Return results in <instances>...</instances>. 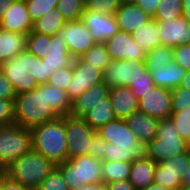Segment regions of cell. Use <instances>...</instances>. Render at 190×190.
Returning <instances> with one entry per match:
<instances>
[{
	"label": "cell",
	"instance_id": "1",
	"mask_svg": "<svg viewBox=\"0 0 190 190\" xmlns=\"http://www.w3.org/2000/svg\"><path fill=\"white\" fill-rule=\"evenodd\" d=\"M96 131L104 140V161L132 162L146 156V145L136 138L125 119L116 118Z\"/></svg>",
	"mask_w": 190,
	"mask_h": 190
},
{
	"label": "cell",
	"instance_id": "2",
	"mask_svg": "<svg viewBox=\"0 0 190 190\" xmlns=\"http://www.w3.org/2000/svg\"><path fill=\"white\" fill-rule=\"evenodd\" d=\"M32 148L55 165L68 160L66 116L31 128Z\"/></svg>",
	"mask_w": 190,
	"mask_h": 190
},
{
	"label": "cell",
	"instance_id": "3",
	"mask_svg": "<svg viewBox=\"0 0 190 190\" xmlns=\"http://www.w3.org/2000/svg\"><path fill=\"white\" fill-rule=\"evenodd\" d=\"M14 108L15 124L30 129L58 117L47 105L46 83L38 85L34 90L17 94Z\"/></svg>",
	"mask_w": 190,
	"mask_h": 190
},
{
	"label": "cell",
	"instance_id": "4",
	"mask_svg": "<svg viewBox=\"0 0 190 190\" xmlns=\"http://www.w3.org/2000/svg\"><path fill=\"white\" fill-rule=\"evenodd\" d=\"M54 168H56V165L52 161L31 148L7 167L3 173L12 181L32 190H37L40 183Z\"/></svg>",
	"mask_w": 190,
	"mask_h": 190
},
{
	"label": "cell",
	"instance_id": "5",
	"mask_svg": "<svg viewBox=\"0 0 190 190\" xmlns=\"http://www.w3.org/2000/svg\"><path fill=\"white\" fill-rule=\"evenodd\" d=\"M187 152V141L179 136L171 118L160 119L156 137L146 145V156L155 163Z\"/></svg>",
	"mask_w": 190,
	"mask_h": 190
},
{
	"label": "cell",
	"instance_id": "6",
	"mask_svg": "<svg viewBox=\"0 0 190 190\" xmlns=\"http://www.w3.org/2000/svg\"><path fill=\"white\" fill-rule=\"evenodd\" d=\"M102 162L90 155H84L70 158L56 167L63 175L69 190H74L87 184L103 183Z\"/></svg>",
	"mask_w": 190,
	"mask_h": 190
},
{
	"label": "cell",
	"instance_id": "7",
	"mask_svg": "<svg viewBox=\"0 0 190 190\" xmlns=\"http://www.w3.org/2000/svg\"><path fill=\"white\" fill-rule=\"evenodd\" d=\"M32 148L31 129L20 125L0 126V171Z\"/></svg>",
	"mask_w": 190,
	"mask_h": 190
},
{
	"label": "cell",
	"instance_id": "8",
	"mask_svg": "<svg viewBox=\"0 0 190 190\" xmlns=\"http://www.w3.org/2000/svg\"><path fill=\"white\" fill-rule=\"evenodd\" d=\"M147 71L145 61L111 60L102 73L103 82L110 89L119 86L129 87L139 78H147Z\"/></svg>",
	"mask_w": 190,
	"mask_h": 190
},
{
	"label": "cell",
	"instance_id": "9",
	"mask_svg": "<svg viewBox=\"0 0 190 190\" xmlns=\"http://www.w3.org/2000/svg\"><path fill=\"white\" fill-rule=\"evenodd\" d=\"M97 133L82 117L66 116L68 159L90 155L92 137Z\"/></svg>",
	"mask_w": 190,
	"mask_h": 190
},
{
	"label": "cell",
	"instance_id": "10",
	"mask_svg": "<svg viewBox=\"0 0 190 190\" xmlns=\"http://www.w3.org/2000/svg\"><path fill=\"white\" fill-rule=\"evenodd\" d=\"M32 53L24 50L16 57L4 61L1 70L5 77L12 83L16 94L34 90L38 87V83L27 72L31 70Z\"/></svg>",
	"mask_w": 190,
	"mask_h": 190
},
{
	"label": "cell",
	"instance_id": "11",
	"mask_svg": "<svg viewBox=\"0 0 190 190\" xmlns=\"http://www.w3.org/2000/svg\"><path fill=\"white\" fill-rule=\"evenodd\" d=\"M190 164L188 152L173 155L169 159L156 163L154 183L170 190H178L183 185L184 172Z\"/></svg>",
	"mask_w": 190,
	"mask_h": 190
},
{
	"label": "cell",
	"instance_id": "12",
	"mask_svg": "<svg viewBox=\"0 0 190 190\" xmlns=\"http://www.w3.org/2000/svg\"><path fill=\"white\" fill-rule=\"evenodd\" d=\"M56 35L59 36L63 42H66L68 50L74 59L81 57L97 43L81 19L66 21L57 31Z\"/></svg>",
	"mask_w": 190,
	"mask_h": 190
},
{
	"label": "cell",
	"instance_id": "13",
	"mask_svg": "<svg viewBox=\"0 0 190 190\" xmlns=\"http://www.w3.org/2000/svg\"><path fill=\"white\" fill-rule=\"evenodd\" d=\"M102 71L84 62L80 57L73 60V76L67 87L71 102L95 84L103 81Z\"/></svg>",
	"mask_w": 190,
	"mask_h": 190
},
{
	"label": "cell",
	"instance_id": "14",
	"mask_svg": "<svg viewBox=\"0 0 190 190\" xmlns=\"http://www.w3.org/2000/svg\"><path fill=\"white\" fill-rule=\"evenodd\" d=\"M104 44L107 47L111 60L145 61L146 51L133 39L130 33L118 30Z\"/></svg>",
	"mask_w": 190,
	"mask_h": 190
},
{
	"label": "cell",
	"instance_id": "15",
	"mask_svg": "<svg viewBox=\"0 0 190 190\" xmlns=\"http://www.w3.org/2000/svg\"><path fill=\"white\" fill-rule=\"evenodd\" d=\"M138 110L160 119L170 118L172 112L171 90L155 86L138 100Z\"/></svg>",
	"mask_w": 190,
	"mask_h": 190
},
{
	"label": "cell",
	"instance_id": "16",
	"mask_svg": "<svg viewBox=\"0 0 190 190\" xmlns=\"http://www.w3.org/2000/svg\"><path fill=\"white\" fill-rule=\"evenodd\" d=\"M4 31L28 35L33 28V20L28 12L25 0H14L0 20Z\"/></svg>",
	"mask_w": 190,
	"mask_h": 190
},
{
	"label": "cell",
	"instance_id": "17",
	"mask_svg": "<svg viewBox=\"0 0 190 190\" xmlns=\"http://www.w3.org/2000/svg\"><path fill=\"white\" fill-rule=\"evenodd\" d=\"M81 21L90 30V34L97 43H104L118 32L114 15L85 9L81 15Z\"/></svg>",
	"mask_w": 190,
	"mask_h": 190
},
{
	"label": "cell",
	"instance_id": "18",
	"mask_svg": "<svg viewBox=\"0 0 190 190\" xmlns=\"http://www.w3.org/2000/svg\"><path fill=\"white\" fill-rule=\"evenodd\" d=\"M161 45L177 47L190 44V23L184 16L171 21H158Z\"/></svg>",
	"mask_w": 190,
	"mask_h": 190
},
{
	"label": "cell",
	"instance_id": "19",
	"mask_svg": "<svg viewBox=\"0 0 190 190\" xmlns=\"http://www.w3.org/2000/svg\"><path fill=\"white\" fill-rule=\"evenodd\" d=\"M114 18L118 25V30L132 34L134 30L147 23L151 16L145 13L137 4L124 3L114 13Z\"/></svg>",
	"mask_w": 190,
	"mask_h": 190
},
{
	"label": "cell",
	"instance_id": "20",
	"mask_svg": "<svg viewBox=\"0 0 190 190\" xmlns=\"http://www.w3.org/2000/svg\"><path fill=\"white\" fill-rule=\"evenodd\" d=\"M109 91V86L103 81L95 84L72 101L70 115L74 117H83L95 107L98 102L108 97Z\"/></svg>",
	"mask_w": 190,
	"mask_h": 190
},
{
	"label": "cell",
	"instance_id": "21",
	"mask_svg": "<svg viewBox=\"0 0 190 190\" xmlns=\"http://www.w3.org/2000/svg\"><path fill=\"white\" fill-rule=\"evenodd\" d=\"M129 128L135 133L136 138L147 145L156 137L159 119L141 111L132 113L125 119Z\"/></svg>",
	"mask_w": 190,
	"mask_h": 190
},
{
	"label": "cell",
	"instance_id": "22",
	"mask_svg": "<svg viewBox=\"0 0 190 190\" xmlns=\"http://www.w3.org/2000/svg\"><path fill=\"white\" fill-rule=\"evenodd\" d=\"M109 97L116 118L126 119L132 113L138 111V98L135 97L129 87L119 86L111 88Z\"/></svg>",
	"mask_w": 190,
	"mask_h": 190
},
{
	"label": "cell",
	"instance_id": "23",
	"mask_svg": "<svg viewBox=\"0 0 190 190\" xmlns=\"http://www.w3.org/2000/svg\"><path fill=\"white\" fill-rule=\"evenodd\" d=\"M185 72L186 70L175 61L166 66L153 67L149 70L152 81L157 87L166 88L171 91L180 86Z\"/></svg>",
	"mask_w": 190,
	"mask_h": 190
},
{
	"label": "cell",
	"instance_id": "24",
	"mask_svg": "<svg viewBox=\"0 0 190 190\" xmlns=\"http://www.w3.org/2000/svg\"><path fill=\"white\" fill-rule=\"evenodd\" d=\"M49 51V54L42 58L49 68V73L73 63L74 58L71 56L66 42H63L59 36H50Z\"/></svg>",
	"mask_w": 190,
	"mask_h": 190
},
{
	"label": "cell",
	"instance_id": "25",
	"mask_svg": "<svg viewBox=\"0 0 190 190\" xmlns=\"http://www.w3.org/2000/svg\"><path fill=\"white\" fill-rule=\"evenodd\" d=\"M156 163L147 156L131 162L130 178L136 190L146 188L154 183Z\"/></svg>",
	"mask_w": 190,
	"mask_h": 190
},
{
	"label": "cell",
	"instance_id": "26",
	"mask_svg": "<svg viewBox=\"0 0 190 190\" xmlns=\"http://www.w3.org/2000/svg\"><path fill=\"white\" fill-rule=\"evenodd\" d=\"M27 35L0 30V63L26 50Z\"/></svg>",
	"mask_w": 190,
	"mask_h": 190
},
{
	"label": "cell",
	"instance_id": "27",
	"mask_svg": "<svg viewBox=\"0 0 190 190\" xmlns=\"http://www.w3.org/2000/svg\"><path fill=\"white\" fill-rule=\"evenodd\" d=\"M131 35L133 36V39L146 51V53L161 45L158 21L154 18L141 25L140 28L134 30Z\"/></svg>",
	"mask_w": 190,
	"mask_h": 190
},
{
	"label": "cell",
	"instance_id": "28",
	"mask_svg": "<svg viewBox=\"0 0 190 190\" xmlns=\"http://www.w3.org/2000/svg\"><path fill=\"white\" fill-rule=\"evenodd\" d=\"M93 129L98 130L109 121L115 120L116 116L112 107L110 97L98 102L87 114L82 117Z\"/></svg>",
	"mask_w": 190,
	"mask_h": 190
},
{
	"label": "cell",
	"instance_id": "29",
	"mask_svg": "<svg viewBox=\"0 0 190 190\" xmlns=\"http://www.w3.org/2000/svg\"><path fill=\"white\" fill-rule=\"evenodd\" d=\"M46 98L47 105L58 117L70 115L72 102L68 98L66 91L46 83Z\"/></svg>",
	"mask_w": 190,
	"mask_h": 190
},
{
	"label": "cell",
	"instance_id": "30",
	"mask_svg": "<svg viewBox=\"0 0 190 190\" xmlns=\"http://www.w3.org/2000/svg\"><path fill=\"white\" fill-rule=\"evenodd\" d=\"M66 23L58 8L48 11L44 16L33 21L32 31L44 35H56L57 31Z\"/></svg>",
	"mask_w": 190,
	"mask_h": 190
},
{
	"label": "cell",
	"instance_id": "31",
	"mask_svg": "<svg viewBox=\"0 0 190 190\" xmlns=\"http://www.w3.org/2000/svg\"><path fill=\"white\" fill-rule=\"evenodd\" d=\"M131 162L104 161L102 162V181L104 184L114 183L130 178Z\"/></svg>",
	"mask_w": 190,
	"mask_h": 190
},
{
	"label": "cell",
	"instance_id": "32",
	"mask_svg": "<svg viewBox=\"0 0 190 190\" xmlns=\"http://www.w3.org/2000/svg\"><path fill=\"white\" fill-rule=\"evenodd\" d=\"M84 62L90 63L93 67L102 72L111 62L107 47L104 43H95L86 53L80 57Z\"/></svg>",
	"mask_w": 190,
	"mask_h": 190
},
{
	"label": "cell",
	"instance_id": "33",
	"mask_svg": "<svg viewBox=\"0 0 190 190\" xmlns=\"http://www.w3.org/2000/svg\"><path fill=\"white\" fill-rule=\"evenodd\" d=\"M173 60V48L165 45H160L150 52L145 57L146 69L149 71L153 67L166 66Z\"/></svg>",
	"mask_w": 190,
	"mask_h": 190
},
{
	"label": "cell",
	"instance_id": "34",
	"mask_svg": "<svg viewBox=\"0 0 190 190\" xmlns=\"http://www.w3.org/2000/svg\"><path fill=\"white\" fill-rule=\"evenodd\" d=\"M183 15L182 0H161L154 15L156 21H171Z\"/></svg>",
	"mask_w": 190,
	"mask_h": 190
},
{
	"label": "cell",
	"instance_id": "35",
	"mask_svg": "<svg viewBox=\"0 0 190 190\" xmlns=\"http://www.w3.org/2000/svg\"><path fill=\"white\" fill-rule=\"evenodd\" d=\"M50 36L31 31L27 35L26 50L36 57L43 58L49 54Z\"/></svg>",
	"mask_w": 190,
	"mask_h": 190
},
{
	"label": "cell",
	"instance_id": "36",
	"mask_svg": "<svg viewBox=\"0 0 190 190\" xmlns=\"http://www.w3.org/2000/svg\"><path fill=\"white\" fill-rule=\"evenodd\" d=\"M57 8L66 21L80 20L85 11V0H59Z\"/></svg>",
	"mask_w": 190,
	"mask_h": 190
},
{
	"label": "cell",
	"instance_id": "37",
	"mask_svg": "<svg viewBox=\"0 0 190 190\" xmlns=\"http://www.w3.org/2000/svg\"><path fill=\"white\" fill-rule=\"evenodd\" d=\"M170 118L173 121L179 136L188 141L190 139V107L185 108L182 111H172Z\"/></svg>",
	"mask_w": 190,
	"mask_h": 190
},
{
	"label": "cell",
	"instance_id": "38",
	"mask_svg": "<svg viewBox=\"0 0 190 190\" xmlns=\"http://www.w3.org/2000/svg\"><path fill=\"white\" fill-rule=\"evenodd\" d=\"M59 0H25L28 12L33 21L44 16L48 11L57 7Z\"/></svg>",
	"mask_w": 190,
	"mask_h": 190
},
{
	"label": "cell",
	"instance_id": "39",
	"mask_svg": "<svg viewBox=\"0 0 190 190\" xmlns=\"http://www.w3.org/2000/svg\"><path fill=\"white\" fill-rule=\"evenodd\" d=\"M73 76V63L69 66L55 70L49 77L48 84L66 91Z\"/></svg>",
	"mask_w": 190,
	"mask_h": 190
},
{
	"label": "cell",
	"instance_id": "40",
	"mask_svg": "<svg viewBox=\"0 0 190 190\" xmlns=\"http://www.w3.org/2000/svg\"><path fill=\"white\" fill-rule=\"evenodd\" d=\"M31 75L35 81L40 84L47 83L52 73H49V68L42 58L36 57L32 54V66L31 70L27 72Z\"/></svg>",
	"mask_w": 190,
	"mask_h": 190
},
{
	"label": "cell",
	"instance_id": "41",
	"mask_svg": "<svg viewBox=\"0 0 190 190\" xmlns=\"http://www.w3.org/2000/svg\"><path fill=\"white\" fill-rule=\"evenodd\" d=\"M37 190H69L63 175L56 167L52 172L40 183Z\"/></svg>",
	"mask_w": 190,
	"mask_h": 190
},
{
	"label": "cell",
	"instance_id": "42",
	"mask_svg": "<svg viewBox=\"0 0 190 190\" xmlns=\"http://www.w3.org/2000/svg\"><path fill=\"white\" fill-rule=\"evenodd\" d=\"M119 7L118 0H85V9L102 14L114 15Z\"/></svg>",
	"mask_w": 190,
	"mask_h": 190
},
{
	"label": "cell",
	"instance_id": "43",
	"mask_svg": "<svg viewBox=\"0 0 190 190\" xmlns=\"http://www.w3.org/2000/svg\"><path fill=\"white\" fill-rule=\"evenodd\" d=\"M172 111H182L190 107V89L178 86L171 91Z\"/></svg>",
	"mask_w": 190,
	"mask_h": 190
},
{
	"label": "cell",
	"instance_id": "44",
	"mask_svg": "<svg viewBox=\"0 0 190 190\" xmlns=\"http://www.w3.org/2000/svg\"><path fill=\"white\" fill-rule=\"evenodd\" d=\"M15 125L14 99H0V126Z\"/></svg>",
	"mask_w": 190,
	"mask_h": 190
},
{
	"label": "cell",
	"instance_id": "45",
	"mask_svg": "<svg viewBox=\"0 0 190 190\" xmlns=\"http://www.w3.org/2000/svg\"><path fill=\"white\" fill-rule=\"evenodd\" d=\"M156 85L152 81L151 74L147 71V78H139L137 81L133 82L129 88L133 91L138 100L141 98V94H145L152 90Z\"/></svg>",
	"mask_w": 190,
	"mask_h": 190
},
{
	"label": "cell",
	"instance_id": "46",
	"mask_svg": "<svg viewBox=\"0 0 190 190\" xmlns=\"http://www.w3.org/2000/svg\"><path fill=\"white\" fill-rule=\"evenodd\" d=\"M173 60L186 71H190V44L174 47Z\"/></svg>",
	"mask_w": 190,
	"mask_h": 190
},
{
	"label": "cell",
	"instance_id": "47",
	"mask_svg": "<svg viewBox=\"0 0 190 190\" xmlns=\"http://www.w3.org/2000/svg\"><path fill=\"white\" fill-rule=\"evenodd\" d=\"M16 92L12 83L5 77V74L0 70V99H15Z\"/></svg>",
	"mask_w": 190,
	"mask_h": 190
},
{
	"label": "cell",
	"instance_id": "48",
	"mask_svg": "<svg viewBox=\"0 0 190 190\" xmlns=\"http://www.w3.org/2000/svg\"><path fill=\"white\" fill-rule=\"evenodd\" d=\"M104 140L96 133L92 137L91 156L104 162Z\"/></svg>",
	"mask_w": 190,
	"mask_h": 190
},
{
	"label": "cell",
	"instance_id": "49",
	"mask_svg": "<svg viewBox=\"0 0 190 190\" xmlns=\"http://www.w3.org/2000/svg\"><path fill=\"white\" fill-rule=\"evenodd\" d=\"M161 0H135L134 3L137 4L145 13H147L152 18L157 12V8Z\"/></svg>",
	"mask_w": 190,
	"mask_h": 190
},
{
	"label": "cell",
	"instance_id": "50",
	"mask_svg": "<svg viewBox=\"0 0 190 190\" xmlns=\"http://www.w3.org/2000/svg\"><path fill=\"white\" fill-rule=\"evenodd\" d=\"M0 190H32L20 183L12 181L3 172L0 174Z\"/></svg>",
	"mask_w": 190,
	"mask_h": 190
},
{
	"label": "cell",
	"instance_id": "51",
	"mask_svg": "<svg viewBox=\"0 0 190 190\" xmlns=\"http://www.w3.org/2000/svg\"><path fill=\"white\" fill-rule=\"evenodd\" d=\"M106 190H136L129 180L105 184Z\"/></svg>",
	"mask_w": 190,
	"mask_h": 190
},
{
	"label": "cell",
	"instance_id": "52",
	"mask_svg": "<svg viewBox=\"0 0 190 190\" xmlns=\"http://www.w3.org/2000/svg\"><path fill=\"white\" fill-rule=\"evenodd\" d=\"M183 4V16L190 23V0H182Z\"/></svg>",
	"mask_w": 190,
	"mask_h": 190
},
{
	"label": "cell",
	"instance_id": "53",
	"mask_svg": "<svg viewBox=\"0 0 190 190\" xmlns=\"http://www.w3.org/2000/svg\"><path fill=\"white\" fill-rule=\"evenodd\" d=\"M13 1L14 0H0V20L6 9L12 4Z\"/></svg>",
	"mask_w": 190,
	"mask_h": 190
},
{
	"label": "cell",
	"instance_id": "54",
	"mask_svg": "<svg viewBox=\"0 0 190 190\" xmlns=\"http://www.w3.org/2000/svg\"><path fill=\"white\" fill-rule=\"evenodd\" d=\"M180 86L190 89V71L185 72V75L181 79Z\"/></svg>",
	"mask_w": 190,
	"mask_h": 190
},
{
	"label": "cell",
	"instance_id": "55",
	"mask_svg": "<svg viewBox=\"0 0 190 190\" xmlns=\"http://www.w3.org/2000/svg\"><path fill=\"white\" fill-rule=\"evenodd\" d=\"M139 190H170L162 185H158L156 183H152L150 186L146 187V188H142Z\"/></svg>",
	"mask_w": 190,
	"mask_h": 190
},
{
	"label": "cell",
	"instance_id": "56",
	"mask_svg": "<svg viewBox=\"0 0 190 190\" xmlns=\"http://www.w3.org/2000/svg\"><path fill=\"white\" fill-rule=\"evenodd\" d=\"M183 185H190V164L184 172Z\"/></svg>",
	"mask_w": 190,
	"mask_h": 190
},
{
	"label": "cell",
	"instance_id": "57",
	"mask_svg": "<svg viewBox=\"0 0 190 190\" xmlns=\"http://www.w3.org/2000/svg\"><path fill=\"white\" fill-rule=\"evenodd\" d=\"M74 190H95V184H87L84 186H80Z\"/></svg>",
	"mask_w": 190,
	"mask_h": 190
},
{
	"label": "cell",
	"instance_id": "58",
	"mask_svg": "<svg viewBox=\"0 0 190 190\" xmlns=\"http://www.w3.org/2000/svg\"><path fill=\"white\" fill-rule=\"evenodd\" d=\"M95 190H106L104 183L95 184Z\"/></svg>",
	"mask_w": 190,
	"mask_h": 190
},
{
	"label": "cell",
	"instance_id": "59",
	"mask_svg": "<svg viewBox=\"0 0 190 190\" xmlns=\"http://www.w3.org/2000/svg\"><path fill=\"white\" fill-rule=\"evenodd\" d=\"M120 4L133 3L135 0H118Z\"/></svg>",
	"mask_w": 190,
	"mask_h": 190
},
{
	"label": "cell",
	"instance_id": "60",
	"mask_svg": "<svg viewBox=\"0 0 190 190\" xmlns=\"http://www.w3.org/2000/svg\"><path fill=\"white\" fill-rule=\"evenodd\" d=\"M178 190H190V185H182Z\"/></svg>",
	"mask_w": 190,
	"mask_h": 190
},
{
	"label": "cell",
	"instance_id": "61",
	"mask_svg": "<svg viewBox=\"0 0 190 190\" xmlns=\"http://www.w3.org/2000/svg\"><path fill=\"white\" fill-rule=\"evenodd\" d=\"M187 152L190 154V139L187 141Z\"/></svg>",
	"mask_w": 190,
	"mask_h": 190
}]
</instances>
